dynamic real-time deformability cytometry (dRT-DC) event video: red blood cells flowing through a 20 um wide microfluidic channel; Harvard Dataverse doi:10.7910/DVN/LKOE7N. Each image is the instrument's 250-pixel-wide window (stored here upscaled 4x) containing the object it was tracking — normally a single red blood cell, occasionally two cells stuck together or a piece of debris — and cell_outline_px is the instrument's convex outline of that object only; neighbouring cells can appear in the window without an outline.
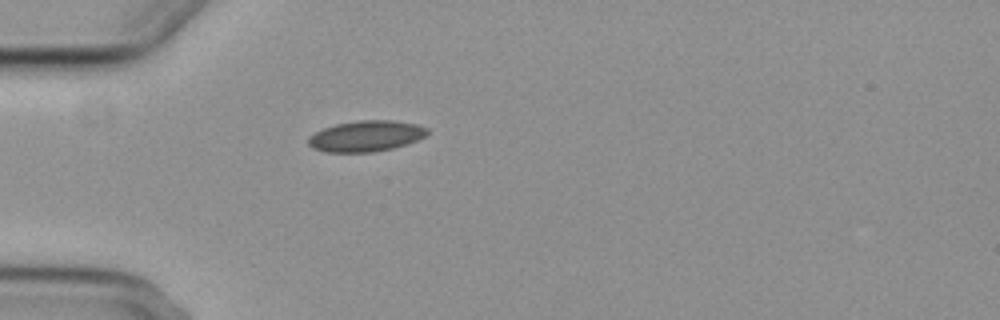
{"species": "common noctule bat (a hibernating species)", "species_latin": "Nyctalus noctula", "temperature_condition": "cold", "stored_images_in_passage": 1, "camera_frame_rate_fps": 3000, "um_per_image_px": 0.085, "animal": {"sex": "female", "body_mass_g": 29.2, "forearm_length_mm": 56.3}, "frame": {"image": 1, "passage_image": 1, "time_ms": 0.0, "image_size_px": [1000, 320], "cell_outline_px": [[428, 132], [424, 136], [416, 140], [392, 148], [372, 152], [324, 152], [312, 148], [308, 144], [308, 136], [324, 128], [336, 124], [360, 120], [392, 120], [416, 124], [428, 128]], "centroid_in_image_um": [31.07, 11.56], "position_along_channel_um": 53.9, "area_um2": 21.27}}